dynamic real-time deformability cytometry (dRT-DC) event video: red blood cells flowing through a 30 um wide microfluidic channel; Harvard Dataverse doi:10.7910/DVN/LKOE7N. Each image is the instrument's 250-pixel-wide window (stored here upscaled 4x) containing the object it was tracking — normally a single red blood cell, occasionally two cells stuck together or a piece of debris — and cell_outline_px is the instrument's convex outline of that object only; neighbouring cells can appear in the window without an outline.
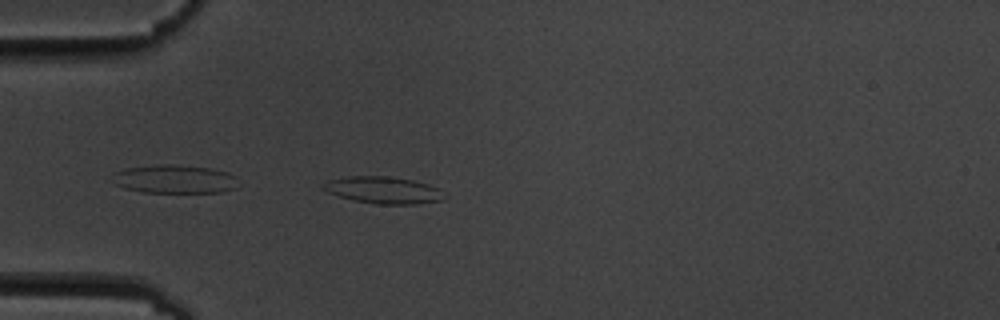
{"species": "common noctule bat (a hibernating species)", "species_latin": "Nyctalus noctula", "temperature_condition": "cold", "stored_images_in_passage": 1, "camera_frame_rate_fps": 3000, "um_per_image_px": 0.085, "animal": {"sex": "male", "body_mass_g": 19.5, "forearm_length_mm": 54.6}, "frame": {"image": 1, "passage_image": 1, "time_ms": 0.0, "image_size_px": [1000, 320], "cell_outline_px": [[448, 196], [444, 200], [420, 204], [376, 204], [352, 200], [328, 192], [320, 188], [332, 180], [348, 176], [388, 176], [412, 180], [428, 184], [436, 188]], "centroid_in_image_um": [32.65, 16.17], "position_along_channel_um": 52.4, "area_um2": 18.9}}